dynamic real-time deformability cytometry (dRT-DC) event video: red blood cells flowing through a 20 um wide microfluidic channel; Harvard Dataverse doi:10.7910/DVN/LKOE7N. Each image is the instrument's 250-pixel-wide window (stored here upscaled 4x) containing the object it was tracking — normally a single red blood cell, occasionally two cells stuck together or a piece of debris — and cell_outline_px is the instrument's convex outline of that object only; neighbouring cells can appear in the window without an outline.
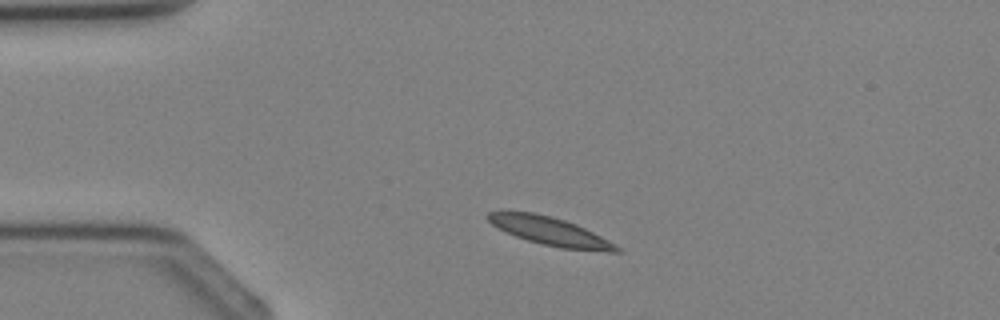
{"species": "Egyptian fruit bat (a non-hibernating species)", "species_latin": "Rousettus aegyptiacus", "temperature_condition": "cold", "stored_images_in_passage": 2, "camera_frame_rate_fps": 3000, "um_per_image_px": 0.085, "animal": {"sex": "female"}, "frame": {"image": 1, "passage_image": 1, "time_ms": 0.0, "image_size_px": [1000, 320], "cell_outline_px": [[624, 252], [608, 252], [560, 248], [528, 240], [516, 236], [492, 224], [484, 216], [488, 212], [536, 212], [552, 216], [576, 224], [616, 244]], "centroid_in_image_um": [46.8, 19.66], "position_along_channel_um": 38.2, "area_um2": 20.92}}